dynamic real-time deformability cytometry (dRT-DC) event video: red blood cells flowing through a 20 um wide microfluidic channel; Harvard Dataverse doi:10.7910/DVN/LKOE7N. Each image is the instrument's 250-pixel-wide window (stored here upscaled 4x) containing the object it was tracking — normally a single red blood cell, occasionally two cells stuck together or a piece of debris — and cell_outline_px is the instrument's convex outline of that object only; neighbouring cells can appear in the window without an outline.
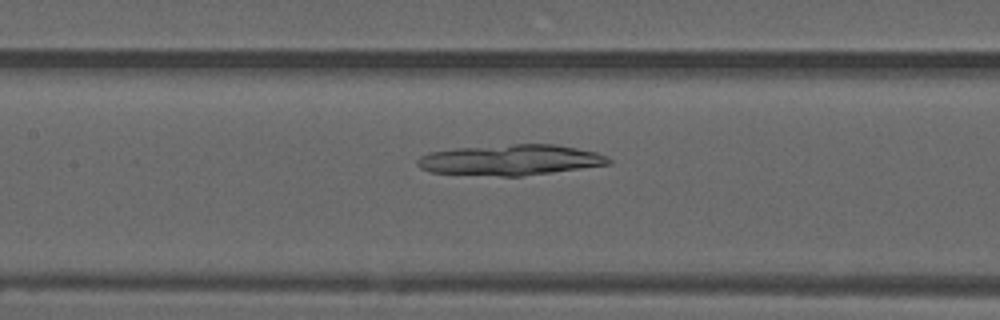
{"species": "common noctule bat (a hibernating species)", "species_latin": "Nyctalus noctula", "temperature_condition": "warm", "stored_images_in_passage": 54, "camera_frame_rate_fps": 3000, "um_per_image_px": 0.085, "animal": {"sex": "male", "forearm_length_mm": 52.5}, "frame": {"image": 1, "passage_image": 25, "time_ms": 8.0, "image_size_px": [1000, 320], "cell_outline_px": [[612, 164], [552, 172], [520, 176], [500, 176], [432, 172], [420, 168], [416, 164], [416, 160], [420, 156], [432, 152], [456, 148], [516, 144], [556, 144], [596, 152], [608, 156], [612, 160]], "centroid_in_image_um": [43.43, 13.59], "position_along_channel_um": 164.0, "area_um2": 33.99}}
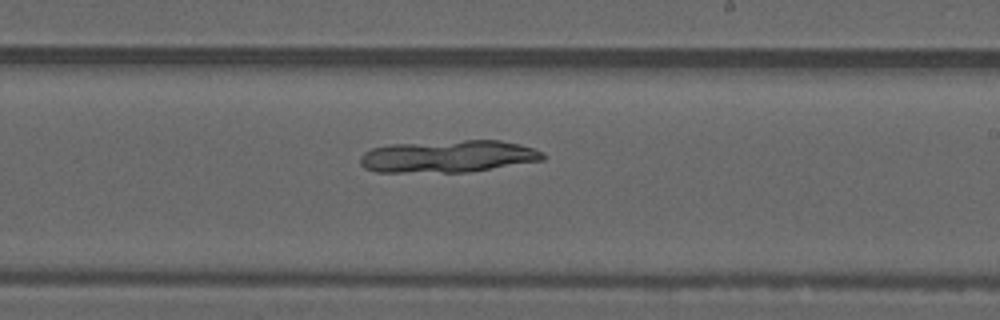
{"frame": {"image": 2, "passage_image": 32, "time_ms": 10.333, "image_size_px": [1000, 320], "cell_outline_px": [[544, 160], [468, 172], [376, 172], [364, 168], [360, 164], [360, 156], [364, 152], [372, 148], [388, 144], [464, 140], [500, 140], [520, 144], [544, 152]], "centroid_in_image_um": [38.07, 13.29], "position_along_channel_um": 250.9, "area_um2": 34.45}}
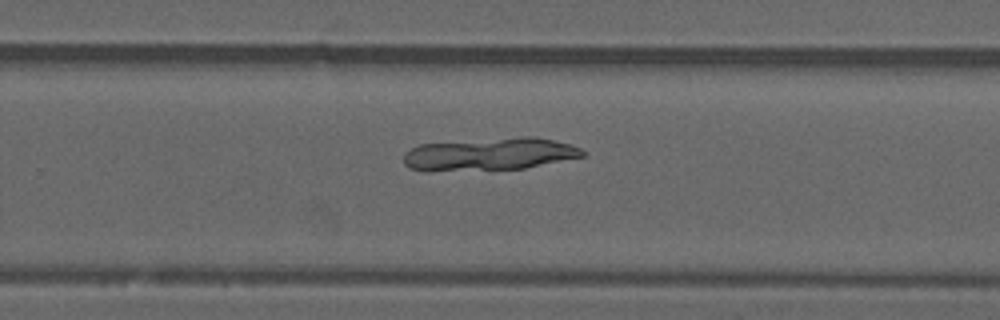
{"frame": {"image": 3, "passage_image": 35, "time_ms": 11.333, "image_size_px": [1000, 320], "cell_outline_px": [[584, 156], [524, 168], [428, 172], [424, 172], [408, 168], [404, 164], [404, 152], [420, 144], [524, 136], [532, 136], [572, 144], [580, 148], [584, 152]], "centroid_in_image_um": [41.56, 13.11], "position_along_channel_um": 288.2, "area_um2": 34.16}}